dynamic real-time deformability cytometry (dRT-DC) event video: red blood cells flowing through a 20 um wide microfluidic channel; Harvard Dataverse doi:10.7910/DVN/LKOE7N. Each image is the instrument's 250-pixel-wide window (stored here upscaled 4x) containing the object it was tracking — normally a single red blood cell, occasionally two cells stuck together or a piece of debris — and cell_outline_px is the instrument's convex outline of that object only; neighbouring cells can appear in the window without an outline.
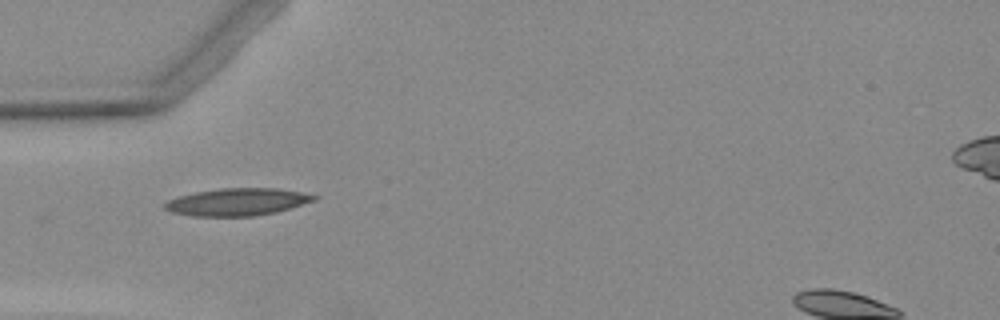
{"species": "Egyptian fruit bat (a non-hibernating species)", "species_latin": "Rousettus aegyptiacus", "temperature_condition": "warm", "stored_images_in_passage": 2, "camera_frame_rate_fps": 3000, "um_per_image_px": 0.085, "animal": {"sex": "female"}, "frame": {"image": 1, "passage_image": 1, "time_ms": 0.0, "image_size_px": [1000, 320], "cell_outline_px": [[320, 196], [316, 200], [276, 212], [256, 216], [192, 216], [172, 212], [164, 208], [164, 204], [168, 200], [176, 196], [196, 192], [220, 188], [276, 188], [304, 192]], "centroid_in_image_um": [20.19, 17.16], "position_along_channel_um": 64.8, "area_um2": 23.93}}
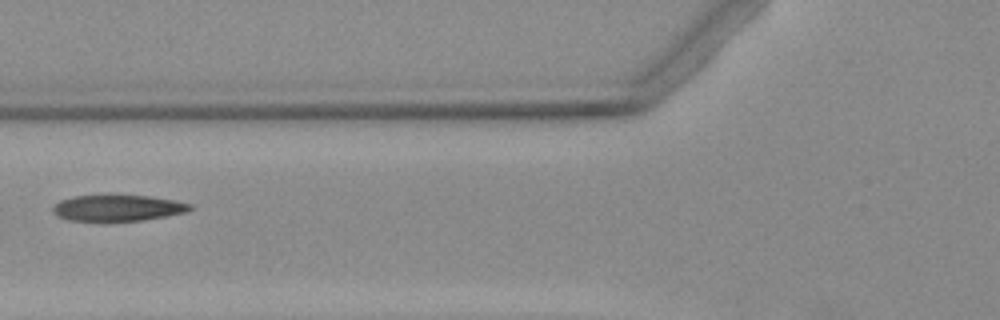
{"frame": {"image": 2, "passage_image": 2, "time_ms": 1.333, "image_size_px": [1000, 320], "cell_outline_px": [[196, 208], [188, 212], [140, 220], [104, 224], [68, 220], [56, 216], [52, 212], [52, 208], [60, 200], [72, 196], [108, 192], [112, 192], [148, 196], [176, 200], [192, 204]], "centroid_in_image_um": [9.95, 17.66], "position_along_channel_um": 115.8, "area_um2": 22.83}}